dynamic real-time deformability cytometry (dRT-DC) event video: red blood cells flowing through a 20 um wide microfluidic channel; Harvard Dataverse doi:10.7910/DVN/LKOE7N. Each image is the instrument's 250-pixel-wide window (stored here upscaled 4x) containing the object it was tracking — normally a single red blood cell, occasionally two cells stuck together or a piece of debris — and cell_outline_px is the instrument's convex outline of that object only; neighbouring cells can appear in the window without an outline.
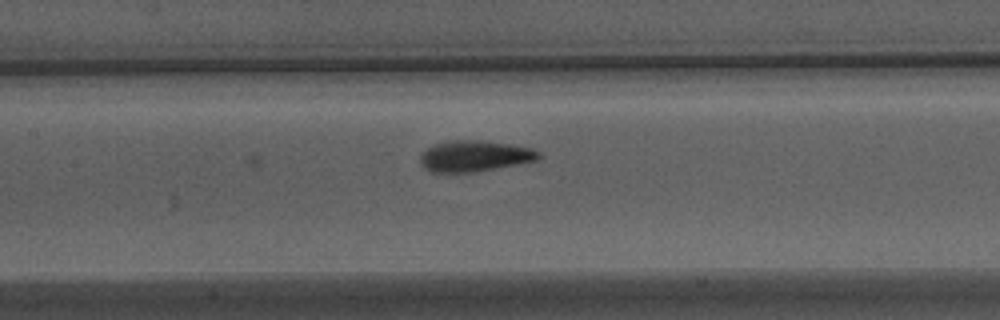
{"species": "Egyptian fruit bat (a non-hibernating species)", "species_latin": "Rousettus aegyptiacus", "temperature_condition": "warm", "stored_images_in_passage": 11, "camera_frame_rate_fps": 3000, "um_per_image_px": 0.085, "animal": {"sex": "male"}, "frame": {"image": 1, "passage_image": 11, "time_ms": 3.333, "image_size_px": [1000, 320], "cell_outline_px": [[540, 156], [536, 160], [516, 164], [472, 172], [432, 172], [424, 168], [420, 164], [420, 156], [432, 144], [452, 140], [484, 140], [512, 144], [532, 148], [540, 152]], "centroid_in_image_um": [40.32, 13.25], "position_along_channel_um": 167.1, "area_um2": 21.33}}